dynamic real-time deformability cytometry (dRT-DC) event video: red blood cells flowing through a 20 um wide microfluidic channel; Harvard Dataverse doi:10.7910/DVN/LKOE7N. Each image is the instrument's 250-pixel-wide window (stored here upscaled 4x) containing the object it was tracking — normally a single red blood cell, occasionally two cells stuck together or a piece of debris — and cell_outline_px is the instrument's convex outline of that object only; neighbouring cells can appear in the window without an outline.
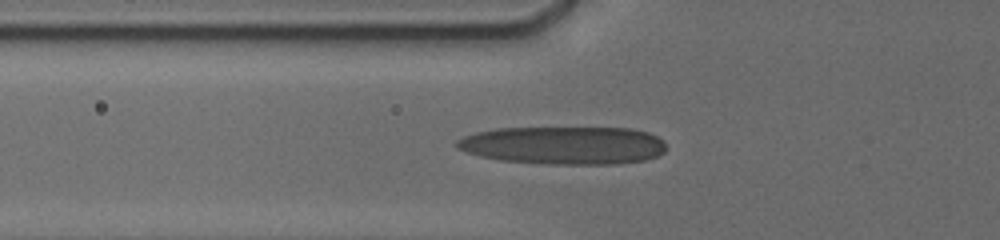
{"species": "human", "species_latin": "Homo sapiens", "temperature_condition": "cold", "stored_images_in_passage": 43, "camera_frame_rate_fps": 3000, "um_per_image_px": 0.085, "donor": {"sex": "male"}, "frame": {"image": 1, "passage_image": 6, "time_ms": 2.667, "image_size_px": [1000, 240], "cell_outline_px": [[664, 152], [656, 156], [644, 160], [616, 164], [548, 164], [500, 160], [480, 156], [456, 148], [456, 140], [464, 136], [476, 132], [500, 128], [628, 128], [648, 132], [664, 140]], "centroid_in_image_um": [47.91, 12.35], "position_along_channel_um": 77.9, "area_um2": 46.3}}
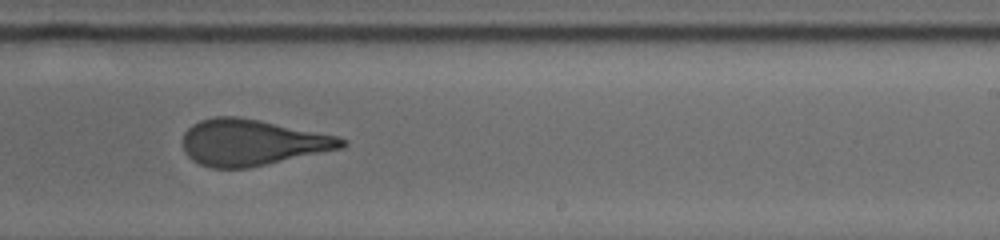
{"frame": {"image": 2, "passage_image": 19, "time_ms": 7.667, "image_size_px": [1000, 240], "cell_outline_px": [[348, 144], [344, 148], [248, 168], [212, 168], [200, 164], [192, 160], [188, 156], [184, 148], [184, 132], [192, 124], [200, 120], [216, 116], [236, 116], [340, 136], [348, 140]], "centroid_in_image_um": [21.46, 12.11], "position_along_channel_um": 267.5, "area_um2": 42.71}}
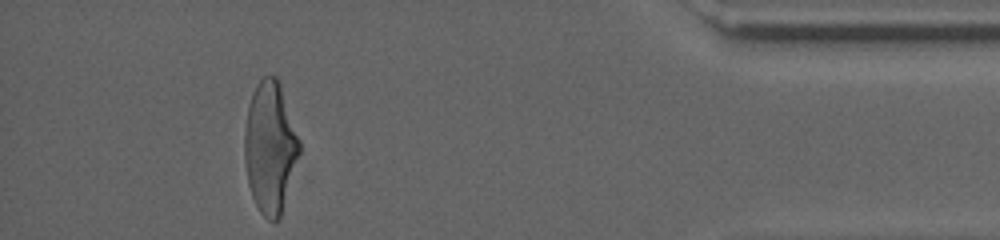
{"frame": {"image": 3, "passage_image": 38, "time_ms": 12.667, "image_size_px": [1000, 240], "cell_outline_px": [[300, 152], [280, 216], [272, 224], [260, 212], [252, 196], [248, 184], [244, 160], [244, 132], [248, 108], [252, 92], [256, 84], [264, 76], [276, 76], [280, 84], [300, 140]], "centroid_in_image_um": [22.94, 12.52], "position_along_channel_um": 412.3, "area_um2": 41.85}, "authors_computed_cell_mechanics": {"area_um2": 42.7142, "velocity_mm_per_s": 3.7813, "shape_relaxation_time_tau1_ms": 5.7654, "shape_relaxation_time_tau2_ms": 1.2276, "deformation_change_tau1": 0.2296, "deformation_change_tau2": 0.1004}}